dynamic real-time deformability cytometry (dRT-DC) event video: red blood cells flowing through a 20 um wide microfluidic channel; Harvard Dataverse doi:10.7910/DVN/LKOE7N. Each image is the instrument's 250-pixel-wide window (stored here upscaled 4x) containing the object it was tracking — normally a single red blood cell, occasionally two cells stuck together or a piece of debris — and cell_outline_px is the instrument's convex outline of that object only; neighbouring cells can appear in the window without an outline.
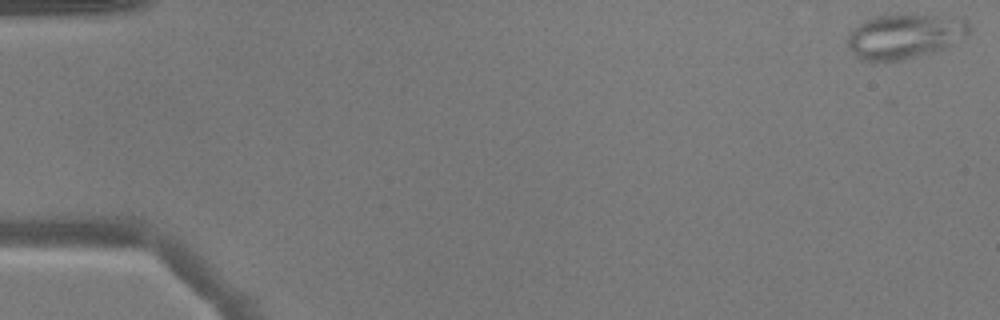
{"species": "common noctule bat (a hibernating species)", "species_latin": "Nyctalus noctula", "temperature_condition": "warm", "stored_images_in_passage": 7, "camera_frame_rate_fps": 3000, "um_per_image_px": 0.085, "animal": {"sex": "male", "body_mass_g": 17.9}, "frame": {"image": 1, "passage_image": 1, "time_ms": 0.0, "image_size_px": [1000, 320], "cell_outline_px": [[972, 28], [964, 36], [944, 48], [900, 60], [860, 60], [848, 48], [848, 32], [852, 28], [864, 20], [872, 16], [932, 16], [968, 20]], "centroid_in_image_um": [76.83, 3.08], "position_along_channel_um": 8.2, "area_um2": 30.81}}